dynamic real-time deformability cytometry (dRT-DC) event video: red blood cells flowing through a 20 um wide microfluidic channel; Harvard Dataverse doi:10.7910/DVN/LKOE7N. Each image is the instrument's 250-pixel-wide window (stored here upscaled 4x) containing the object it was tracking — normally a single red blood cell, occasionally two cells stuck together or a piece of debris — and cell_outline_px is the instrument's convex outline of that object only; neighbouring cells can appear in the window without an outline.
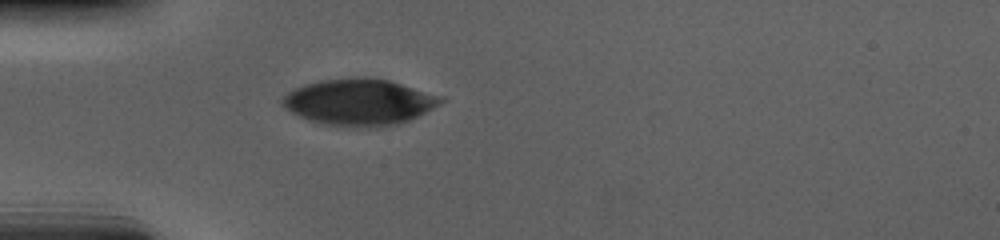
{"species": "human", "species_latin": "Homo sapiens", "temperature_condition": "cold", "stored_images_in_passage": 40, "camera_frame_rate_fps": 3000, "um_per_image_px": 0.085, "donor": {"sex": "male"}, "frame": {"image": 1, "passage_image": 1, "time_ms": 0.0, "image_size_px": [1000, 240], "cell_outline_px": [[444, 100], [440, 104], [408, 120], [396, 124], [380, 128], [356, 128], [324, 124], [300, 116], [292, 112], [280, 104], [280, 100], [288, 92], [304, 84], [320, 80], [356, 76], [364, 76], [388, 80], [444, 96]], "centroid_in_image_um": [30.53, 8.67], "position_along_channel_um": 54.5, "area_um2": 43.06}}
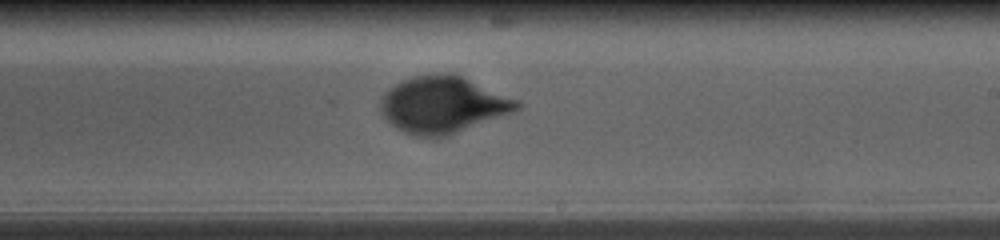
{"frame": {"image": 2, "passage_image": 18, "time_ms": 5.667, "image_size_px": [1000, 240], "cell_outline_px": [[524, 104], [520, 108], [512, 112], [448, 136], [436, 140], [432, 140], [416, 136], [404, 132], [396, 128], [380, 112], [380, 104], [384, 96], [396, 84], [412, 76], [448, 72], [452, 72], [520, 100]], "centroid_in_image_um": [37.68, 8.92], "position_along_channel_um": 251.3, "area_um2": 45.26}}
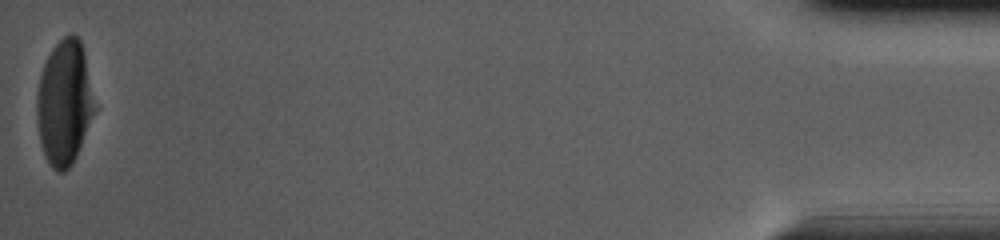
{"frame": {"image": 3, "passage_image": 40, "time_ms": 13.0, "image_size_px": [1000, 240], "cell_outline_px": [[96, 108], [76, 156], [72, 164], [64, 172], [56, 172], [52, 168], [40, 144], [36, 120], [36, 96], [40, 76], [44, 64], [52, 48], [64, 36], [72, 32], [80, 40], [84, 52]], "centroid_in_image_um": [5.45, 8.73], "position_along_channel_um": 429.7, "area_um2": 41.91}, "authors_computed_cell_mechanics": {"area_um2": 44.4193, "velocity_mm_per_s": 3.6721, "shape_relaxation_time_tau1_ms": 3.574, "shape_relaxation_time_tau2_ms": null, "deformation_change_tau1": 0.1632, "deformation_change_tau2": null}}